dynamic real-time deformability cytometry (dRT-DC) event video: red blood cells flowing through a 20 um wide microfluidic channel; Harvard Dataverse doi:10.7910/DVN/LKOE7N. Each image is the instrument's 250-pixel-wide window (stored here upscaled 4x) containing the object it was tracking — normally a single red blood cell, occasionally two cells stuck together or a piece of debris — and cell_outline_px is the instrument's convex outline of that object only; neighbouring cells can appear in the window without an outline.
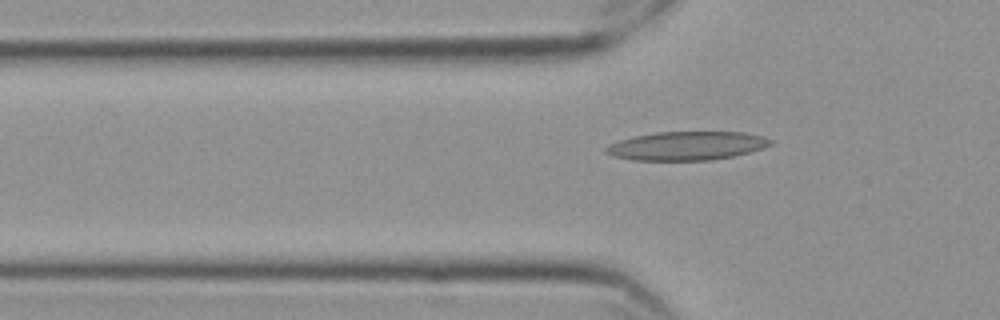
{"species": "Egyptian fruit bat (a non-hibernating species)", "species_latin": "Rousettus aegyptiacus", "temperature_condition": "cold", "stored_images_in_passage": 42, "camera_frame_rate_fps": 3000, "um_per_image_px": 0.085, "frame": {"image": 1, "passage_image": 8, "time_ms": 2.333, "image_size_px": [1000, 320], "cell_outline_px": [[772, 144], [764, 148], [732, 156], [712, 160], [632, 160], [612, 156], [604, 152], [604, 148], [608, 144], [620, 140], [636, 136], [656, 132], [744, 132], [760, 136], [772, 140]], "centroid_in_image_um": [58.33, 12.4], "position_along_channel_um": 67.5, "area_um2": 27.4}}
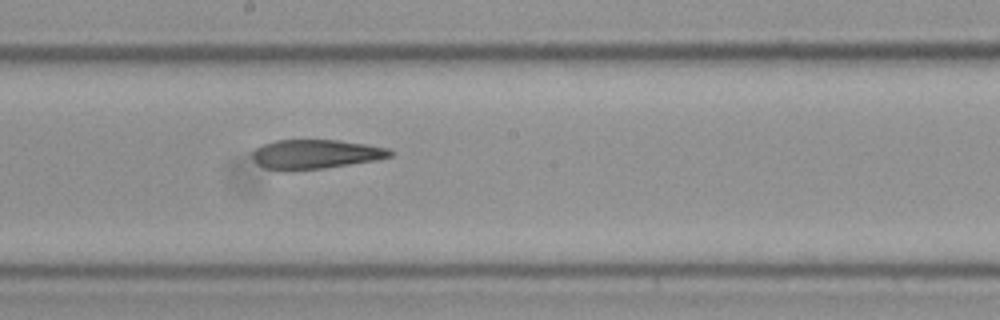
{"frame": {"image": 2, "passage_image": 21, "time_ms": 6.667, "image_size_px": [1000, 320], "cell_outline_px": [[392, 156], [376, 160], [324, 168], [284, 172], [264, 168], [256, 164], [252, 156], [252, 152], [256, 148], [264, 144], [276, 140], [340, 140], [388, 148], [392, 152]], "centroid_in_image_um": [26.76, 13.12], "position_along_channel_um": 221.4, "area_um2": 23.7}}
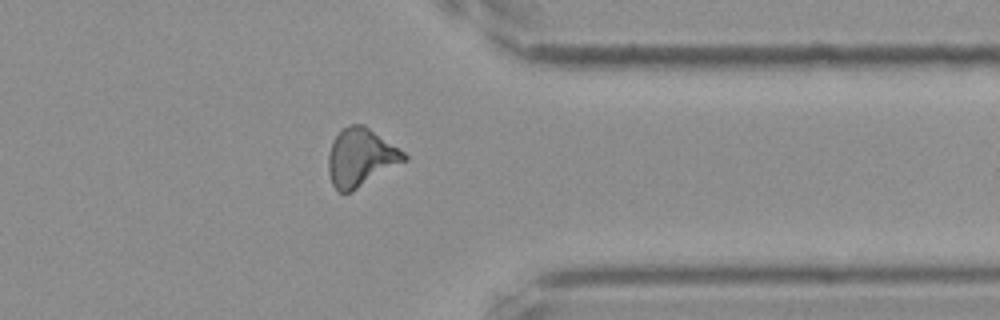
{"frame": {"image": 3, "passage_image": 35, "time_ms": 11.333, "image_size_px": [1000, 320], "cell_outline_px": [[408, 160], [352, 192], [340, 192], [332, 184], [328, 172], [328, 152], [332, 140], [348, 124], [364, 124], [404, 152], [408, 156]], "centroid_in_image_um": [30.66, 13.39], "position_along_channel_um": 380.7, "area_um2": 25.72}}